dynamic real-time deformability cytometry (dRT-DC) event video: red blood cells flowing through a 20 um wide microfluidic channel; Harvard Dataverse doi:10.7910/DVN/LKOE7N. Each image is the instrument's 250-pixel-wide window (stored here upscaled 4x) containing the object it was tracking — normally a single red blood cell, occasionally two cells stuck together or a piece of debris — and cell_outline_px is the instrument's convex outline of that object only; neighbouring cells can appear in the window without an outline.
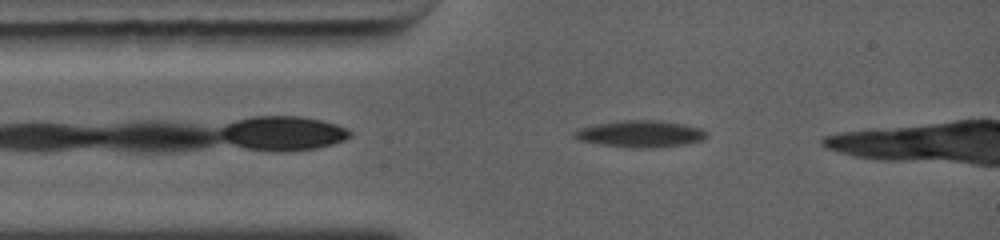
{"species": "common noctule bat (a hibernating species)", "species_latin": "Nyctalus noctula", "temperature_condition": "warm", "stored_images_in_passage": 6, "camera_frame_rate_fps": 5000, "um_per_image_px": 0.085, "animal": {"sex": "female", "body_mass_g": 19.0, "forearm_length_mm": 56.7}, "frame": {"image": 1, "passage_image": 2, "time_ms": 0.8, "image_size_px": [1000, 240], "cell_outline_px": [[708, 136], [704, 140], [688, 144], [656, 148], [632, 148], [600, 144], [580, 140], [572, 136], [572, 132], [580, 128], [596, 124], [624, 120], [656, 120], [680, 124], [700, 128], [708, 132]], "centroid_in_image_um": [54.46, 11.39], "position_along_channel_um": 30.5, "area_um2": 20.69}}
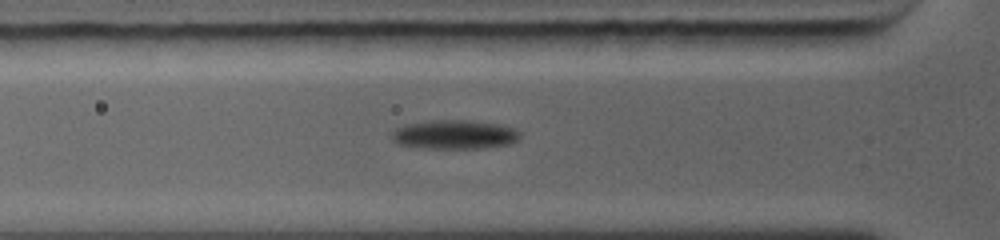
{"frame": {"image": 2, "passage_image": 5, "time_ms": 2.4, "image_size_px": [1000, 240], "cell_outline_px": [[520, 136], [512, 144], [484, 148], [420, 148], [396, 144], [392, 140], [392, 132], [396, 128], [404, 124], [432, 120], [464, 120], [496, 124], [512, 128], [520, 132]], "centroid_in_image_um": [38.58, 11.45], "position_along_channel_um": 87.2, "area_um2": 21.73}}